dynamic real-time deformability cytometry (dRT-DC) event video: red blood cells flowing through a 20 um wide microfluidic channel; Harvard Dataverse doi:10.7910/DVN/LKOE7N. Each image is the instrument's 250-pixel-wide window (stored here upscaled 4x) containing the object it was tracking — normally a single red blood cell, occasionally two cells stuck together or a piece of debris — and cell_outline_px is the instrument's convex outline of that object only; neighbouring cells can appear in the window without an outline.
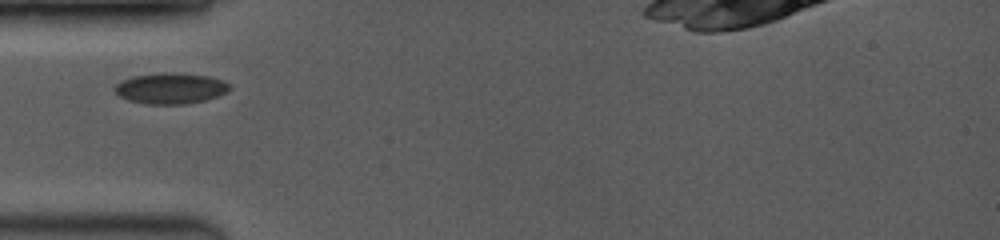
{"species": "common noctule bat (a hibernating species)", "species_latin": "Nyctalus noctula", "temperature_condition": "room temperature", "stored_images_in_passage": 27, "camera_frame_rate_fps": 3500, "um_per_image_px": 0.085, "animal": {"sex": "female", "body_mass_g": 19.0, "forearm_length_mm": 53.3}, "frame": {"image": 1, "passage_image": 1, "time_ms": 0.0, "image_size_px": [1000, 240], "cell_outline_px": [[232, 88], [216, 96], [204, 100], [184, 104], [148, 104], [128, 100], [120, 96], [112, 88], [120, 80], [132, 76], [160, 72], [172, 72], [208, 76], [220, 80], [228, 84]], "centroid_in_image_um": [14.43, 7.5], "position_along_channel_um": 70.6, "area_um2": 20.58}}
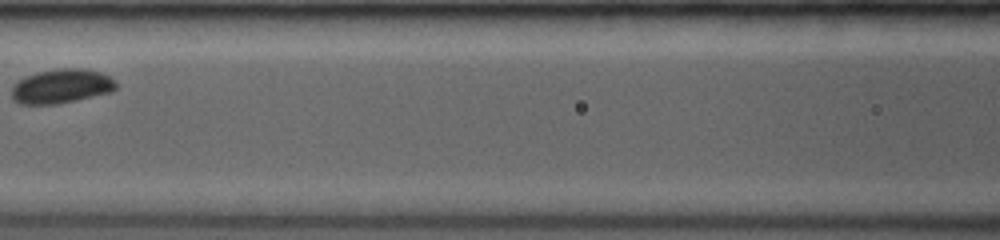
{"frame": {"image": 2, "passage_image": 8, "time_ms": 2.286, "image_size_px": [1000, 240], "cell_outline_px": [[116, 88], [112, 92], [76, 100], [56, 104], [20, 104], [12, 100], [12, 84], [24, 76], [36, 72], [60, 68], [84, 68], [100, 72], [116, 80]], "centroid_in_image_um": [5.2, 7.32], "position_along_channel_um": 161.4, "area_um2": 21.1}}
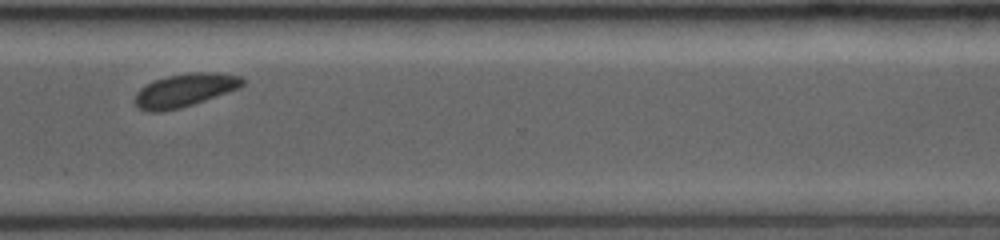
{"frame": {"image": 3, "passage_image": 26, "time_ms": 7.143, "image_size_px": [1000, 240], "cell_outline_px": [[244, 84], [236, 88], [204, 100], [180, 108], [160, 112], [148, 112], [140, 108], [136, 104], [136, 92], [140, 88], [156, 80], [168, 76], [192, 72], [216, 72], [240, 76], [244, 80]], "centroid_in_image_um": [15.68, 7.66], "position_along_channel_um": 354.9, "area_um2": 20.29}}